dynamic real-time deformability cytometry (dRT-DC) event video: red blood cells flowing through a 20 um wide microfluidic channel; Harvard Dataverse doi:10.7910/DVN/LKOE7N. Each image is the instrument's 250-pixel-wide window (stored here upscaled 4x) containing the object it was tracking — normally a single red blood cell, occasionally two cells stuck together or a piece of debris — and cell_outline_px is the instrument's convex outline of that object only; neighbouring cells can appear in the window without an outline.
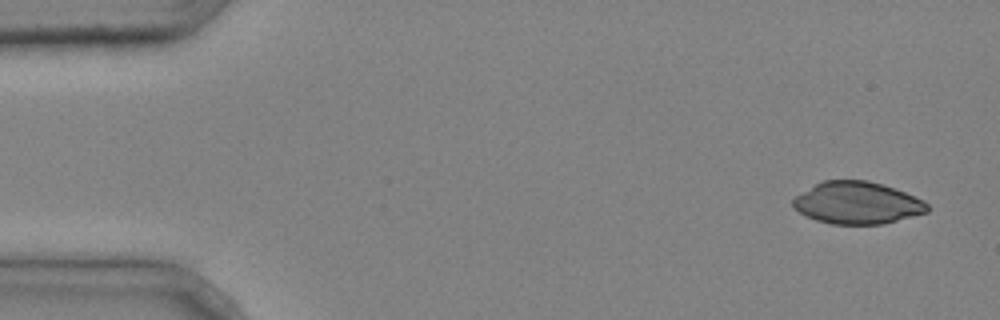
{"species": "common noctule bat (a hibernating species)", "species_latin": "Nyctalus noctula", "temperature_condition": "cold", "stored_images_in_passage": 4, "camera_frame_rate_fps": 3000, "um_per_image_px": 0.085, "animal": {"sex": "male", "body_mass_g": 20.4}, "frame": {"image": 1, "passage_image": 1, "time_ms": 0.0, "image_size_px": [1000, 320], "cell_outline_px": [[928, 212], [884, 224], [832, 224], [816, 220], [800, 212], [792, 204], [792, 200], [796, 196], [816, 184], [824, 180], [868, 180], [904, 192], [924, 200], [928, 204]], "centroid_in_image_um": [72.88, 17.25], "position_along_channel_um": 12.1, "area_um2": 32.66}}